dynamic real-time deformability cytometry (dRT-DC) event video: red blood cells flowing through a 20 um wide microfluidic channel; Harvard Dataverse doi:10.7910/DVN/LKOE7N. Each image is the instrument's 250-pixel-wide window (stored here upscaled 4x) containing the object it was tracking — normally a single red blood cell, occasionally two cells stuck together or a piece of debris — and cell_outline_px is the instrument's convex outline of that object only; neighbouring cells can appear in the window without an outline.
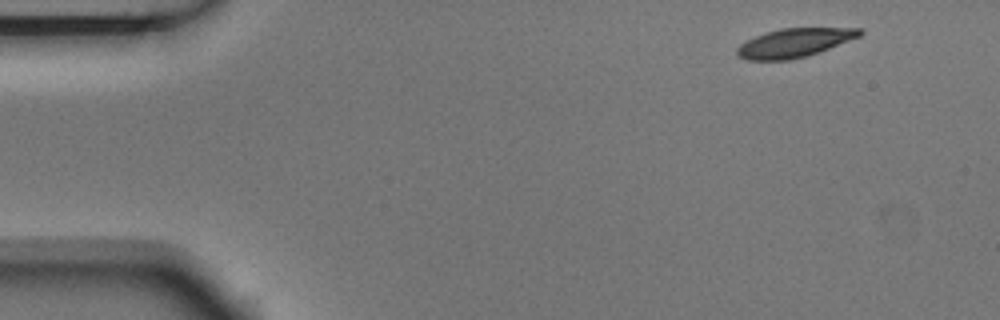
{"species": "Egyptian fruit bat (a non-hibernating species)", "species_latin": "Rousettus aegyptiacus", "temperature_condition": "room temperature", "stored_images_in_passage": 3, "camera_frame_rate_fps": 3000, "um_per_image_px": 0.085, "animal": {"sex": "male"}, "frame": {"image": 1, "passage_image": 1, "time_ms": 0.0, "image_size_px": [1000, 320], "cell_outline_px": [[864, 32], [860, 36], [820, 52], [808, 56], [788, 60], [748, 60], [736, 56], [736, 48], [740, 44], [756, 36], [780, 28], [860, 28]], "centroid_in_image_um": [67.51, 3.65], "position_along_channel_um": 17.5, "area_um2": 20.58}}